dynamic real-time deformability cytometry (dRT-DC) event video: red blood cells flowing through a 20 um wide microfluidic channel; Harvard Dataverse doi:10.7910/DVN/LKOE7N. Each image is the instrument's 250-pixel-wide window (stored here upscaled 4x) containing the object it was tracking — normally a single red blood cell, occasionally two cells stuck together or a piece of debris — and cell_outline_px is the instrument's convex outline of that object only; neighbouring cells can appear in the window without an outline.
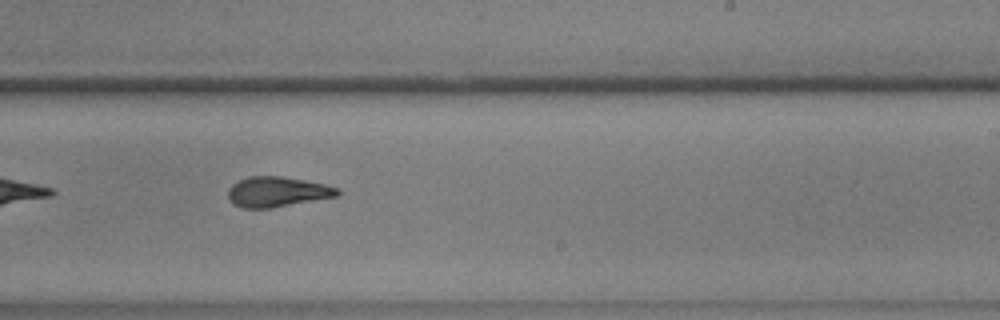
{"species": "common noctule bat (a hibernating species)", "species_latin": "Nyctalus noctula", "temperature_condition": "warm", "stored_images_in_passage": 38, "camera_frame_rate_fps": 3000, "um_per_image_px": 0.085, "animal": {"sex": "male", "body_mass_g": 17.9, "forearm_length_mm": 54.2}, "frame": {"image": 1, "passage_image": 17, "time_ms": 5.333, "image_size_px": [1000, 320], "cell_outline_px": [[340, 196], [272, 208], [244, 208], [232, 204], [228, 200], [228, 188], [232, 184], [248, 176], [284, 176], [324, 184], [340, 188]], "centroid_in_image_um": [23.57, 16.31], "position_along_channel_um": 265.4, "area_um2": 19.54}, "authors_computed_cell_mechanics": {"area_um2": 19.5653, "velocity_mm_per_s": 3.6767, "shape_relaxation_time_tau1_ms": 6.975, "shape_relaxation_time_tau2_ms": 1.9346, "deformation_change_tau1": 0.2254, "deformation_change_tau2": 0.1068}}